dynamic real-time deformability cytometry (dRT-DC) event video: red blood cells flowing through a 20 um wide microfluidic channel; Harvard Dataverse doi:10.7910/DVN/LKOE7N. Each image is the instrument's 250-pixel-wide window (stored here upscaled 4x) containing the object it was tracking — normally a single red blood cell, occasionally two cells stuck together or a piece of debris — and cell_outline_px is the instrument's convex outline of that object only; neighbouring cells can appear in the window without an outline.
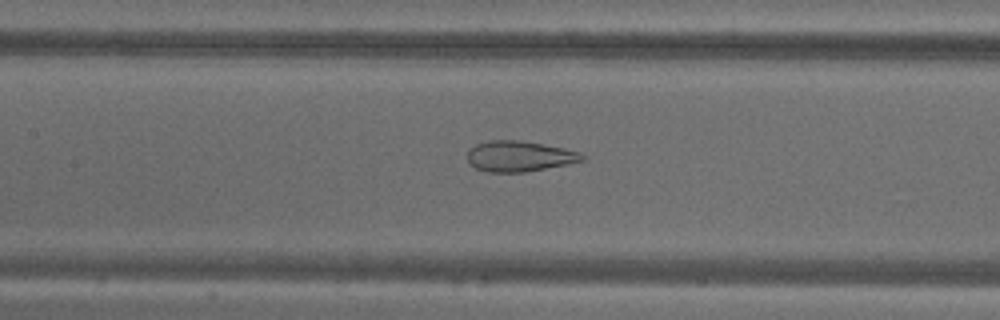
{"species": "common noctule bat (a hibernating species)", "species_latin": "Nyctalus noctula", "temperature_condition": "warm", "stored_images_in_passage": 50, "camera_frame_rate_fps": 3000, "um_per_image_px": 0.085, "animal": {"sex": "male", "body_mass_g": 18.8}, "frame": {"image": 1, "passage_image": 20, "time_ms": 6.333, "image_size_px": [1000, 320], "cell_outline_px": [[584, 160], [568, 164], [524, 172], [488, 172], [476, 168], [468, 160], [468, 148], [476, 144], [492, 140], [520, 140], [544, 144], [564, 148], [580, 152], [584, 156]], "centroid_in_image_um": [44.14, 13.27], "position_along_channel_um": 163.3, "area_um2": 20.4}}
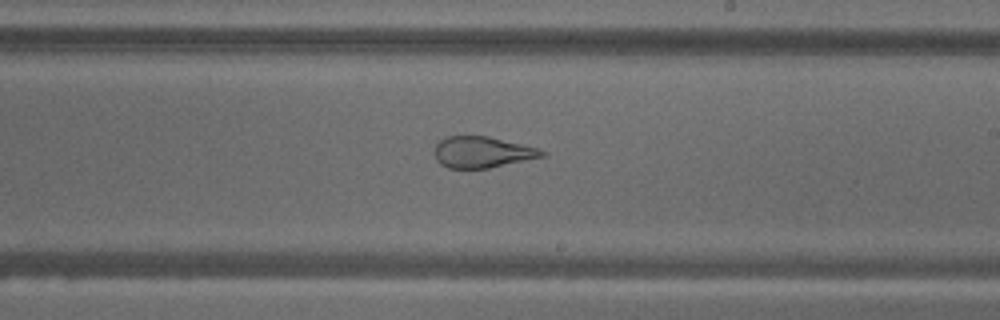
{"frame": {"image": 2, "passage_image": 27, "time_ms": 8.667, "image_size_px": [1000, 320], "cell_outline_px": [[548, 152], [544, 156], [488, 168], [448, 168], [440, 164], [436, 160], [436, 144], [440, 140], [448, 136], [488, 136], [540, 148]], "centroid_in_image_um": [41.01, 12.93], "position_along_channel_um": 248.0, "area_um2": 19.42}}
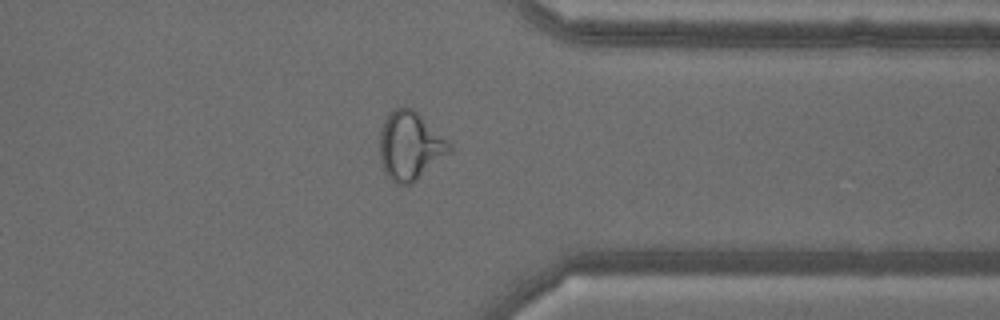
{"frame": {"image": 3, "passage_image": 38, "time_ms": 12.333, "image_size_px": [1000, 320], "cell_outline_px": [[452, 152], [412, 184], [396, 184], [384, 172], [380, 160], [380, 132], [384, 120], [400, 104], [412, 108], [448, 140], [452, 144]], "centroid_in_image_um": [34.87, 12.41], "position_along_channel_um": 376.5, "area_um2": 27.92}, "authors_computed_cell_mechanics": {"area_um2": 27.5995, "velocity_mm_per_s": 3.6452, "shape_relaxation_time_tau1_ms": null, "shape_relaxation_time_tau2_ms": 1.3844, "deformation_change_tau1": null, "deformation_change_tau2": 0.1028}}